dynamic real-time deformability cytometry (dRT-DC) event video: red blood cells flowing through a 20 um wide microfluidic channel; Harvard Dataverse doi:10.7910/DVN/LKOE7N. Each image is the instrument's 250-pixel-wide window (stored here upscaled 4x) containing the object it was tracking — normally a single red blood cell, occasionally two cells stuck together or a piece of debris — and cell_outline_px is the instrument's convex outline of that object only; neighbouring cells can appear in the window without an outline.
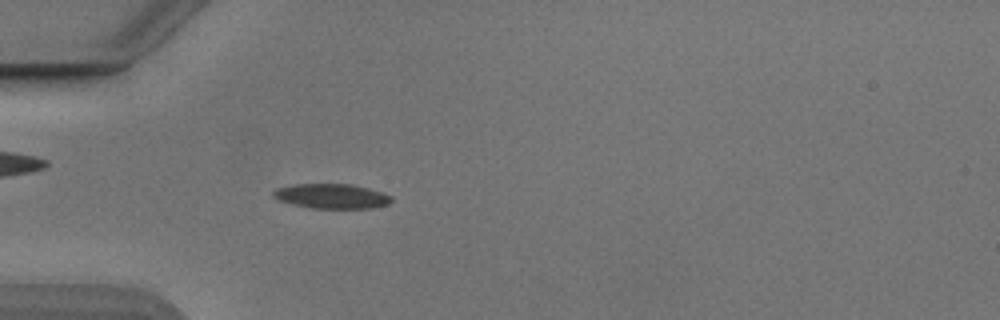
{"species": "Egyptian fruit bat (a non-hibernating species)", "species_latin": "Rousettus aegyptiacus", "temperature_condition": "cold", "stored_images_in_passage": 40, "camera_frame_rate_fps": 3000, "um_per_image_px": 0.085, "animal": {"sex": "male"}, "frame": {"image": 1, "passage_image": 3, "time_ms": 0.667, "image_size_px": [1000, 320], "cell_outline_px": [[392, 200], [388, 204], [372, 208], [312, 208], [292, 204], [280, 200], [272, 196], [272, 192], [276, 188], [296, 184], [352, 184], [368, 188], [392, 196]], "centroid_in_image_um": [28.18, 16.67], "position_along_channel_um": 56.8, "area_um2": 16.94}}
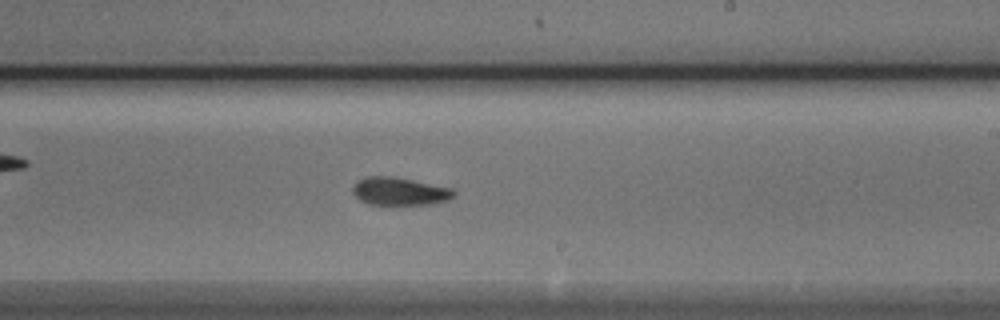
{"frame": {"image": 2, "passage_image": 19, "time_ms": 6.0, "image_size_px": [1000, 320], "cell_outline_px": [[456, 196], [448, 200], [432, 204], [392, 208], [368, 204], [360, 200], [352, 192], [352, 188], [360, 180], [368, 176], [388, 176], [412, 180], [452, 188], [456, 192]], "centroid_in_image_um": [33.99, 16.33], "position_along_channel_um": 255.0, "area_um2": 17.17}}
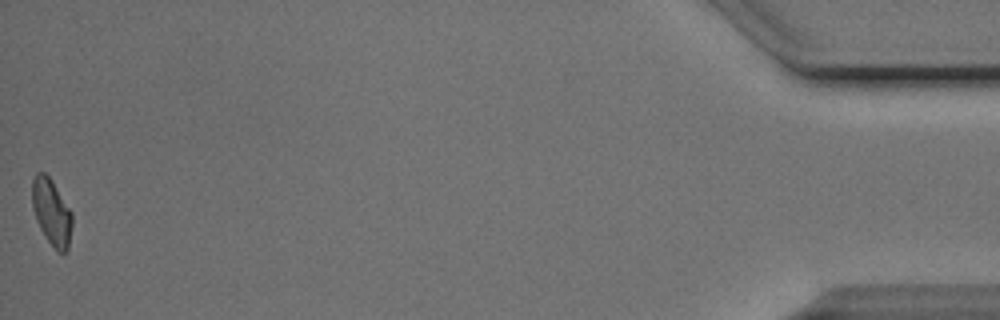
{"frame": {"image": 3, "passage_image": 40, "time_ms": 13.0, "image_size_px": [1000, 320], "cell_outline_px": [[72, 224], [68, 248], [64, 252], [56, 252], [44, 236], [36, 220], [32, 208], [32, 180], [36, 172], [44, 172], [48, 176], [72, 212]], "centroid_in_image_um": [4.36, 18.05], "position_along_channel_um": 430.8, "area_um2": 15.43}, "authors_computed_cell_mechanics": {"area_um2": 16.3863, "velocity_mm_per_s": 3.8628, "shape_relaxation_time_tau1_ms": 5.4888, "shape_relaxation_time_tau2_ms": 4.7115, "deformation_change_tau1": 0.1456, "deformation_change_tau2": 0.0967}}